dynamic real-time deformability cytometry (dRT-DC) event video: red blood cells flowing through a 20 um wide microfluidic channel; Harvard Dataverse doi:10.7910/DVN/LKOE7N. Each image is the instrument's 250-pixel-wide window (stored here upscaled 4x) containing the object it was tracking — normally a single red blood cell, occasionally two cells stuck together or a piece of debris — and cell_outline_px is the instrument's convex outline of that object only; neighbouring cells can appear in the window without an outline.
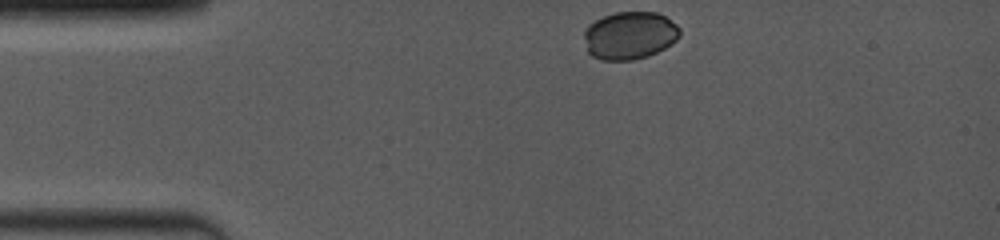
{"species": "common noctule bat (a hibernating species)", "species_latin": "Nyctalus noctula", "temperature_condition": "room temperature", "stored_images_in_passage": 25, "camera_frame_rate_fps": 4000, "um_per_image_px": 0.085, "animal": {"sex": "female", "body_mass_g": 19.0, "forearm_length_mm": 53.3}, "frame": {"image": 1, "passage_image": 1, "time_ms": 0.0, "image_size_px": [1000, 240], "cell_outline_px": [[680, 36], [672, 44], [648, 56], [632, 60], [600, 60], [592, 56], [588, 52], [584, 36], [584, 32], [588, 24], [604, 16], [616, 12], [656, 12], [664, 16], [676, 24], [680, 28]], "centroid_in_image_um": [53.52, 3.02], "position_along_channel_um": 31.5, "area_um2": 26.65}}
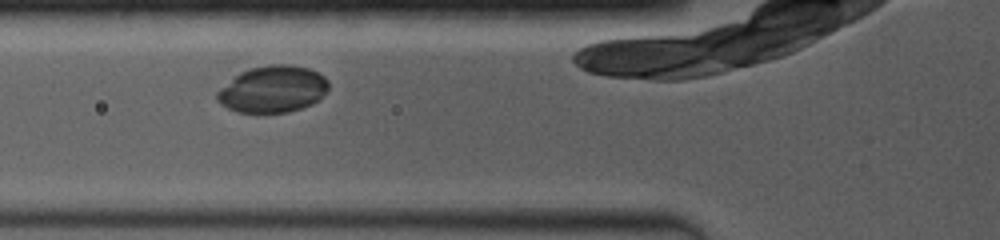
{"frame": {"image": 2, "passage_image": 10, "time_ms": 3.0, "image_size_px": [1000, 240], "cell_outline_px": [[328, 88], [320, 100], [312, 104], [288, 112], [256, 116], [236, 112], [220, 104], [216, 100], [216, 92], [220, 88], [240, 72], [252, 68], [272, 64], [288, 64], [308, 68], [324, 76], [328, 80]], "centroid_in_image_um": [23.16, 7.63], "position_along_channel_um": 102.6, "area_um2": 31.04}}
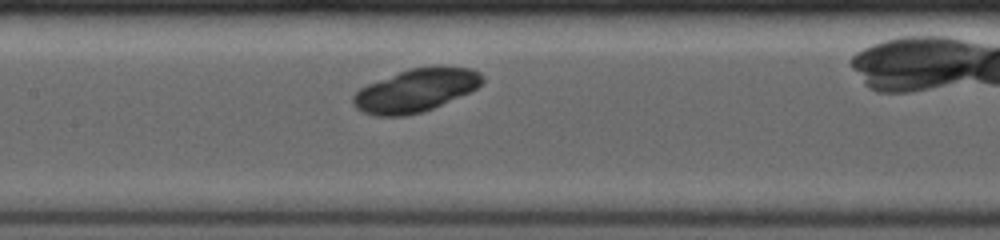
{"frame": {"image": 3, "passage_image": 14, "time_ms": 4.75, "image_size_px": [1000, 240], "cell_outline_px": [[484, 80], [476, 88], [460, 96], [432, 108], [420, 112], [404, 116], [376, 116], [364, 112], [356, 108], [352, 104], [352, 96], [360, 88], [368, 84], [408, 68], [440, 64], [472, 68], [480, 72], [484, 76]], "centroid_in_image_um": [35.36, 7.64], "position_along_channel_um": 172.0, "area_um2": 32.66}}